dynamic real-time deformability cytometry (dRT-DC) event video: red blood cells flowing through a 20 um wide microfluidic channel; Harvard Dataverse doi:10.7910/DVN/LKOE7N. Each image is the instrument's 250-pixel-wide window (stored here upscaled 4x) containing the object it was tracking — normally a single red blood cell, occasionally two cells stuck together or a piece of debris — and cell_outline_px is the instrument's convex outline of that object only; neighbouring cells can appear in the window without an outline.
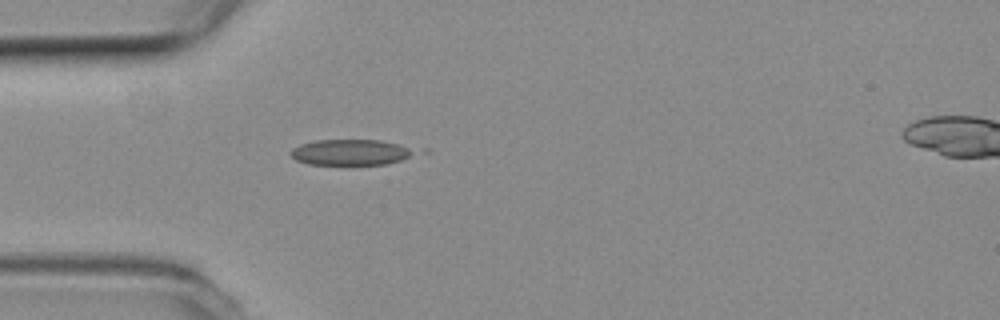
{"species": "common noctule bat (a hibernating species)", "species_latin": "Nyctalus noctula", "temperature_condition": "room temperature", "stored_images_in_passage": 1, "camera_frame_rate_fps": 3000, "um_per_image_px": 0.085, "animal": {"sex": "female", "body_mass_g": 19.3, "forearm_length_mm": 54.1}, "frame": {"image": 1, "passage_image": 1, "time_ms": 0.0, "image_size_px": [1000, 320], "cell_outline_px": [[416, 152], [400, 160], [388, 164], [308, 164], [296, 160], [288, 152], [292, 148], [300, 144], [316, 140], [380, 140], [400, 144]], "centroid_in_image_um": [29.73, 12.94], "position_along_channel_um": 55.3, "area_um2": 18.38}}